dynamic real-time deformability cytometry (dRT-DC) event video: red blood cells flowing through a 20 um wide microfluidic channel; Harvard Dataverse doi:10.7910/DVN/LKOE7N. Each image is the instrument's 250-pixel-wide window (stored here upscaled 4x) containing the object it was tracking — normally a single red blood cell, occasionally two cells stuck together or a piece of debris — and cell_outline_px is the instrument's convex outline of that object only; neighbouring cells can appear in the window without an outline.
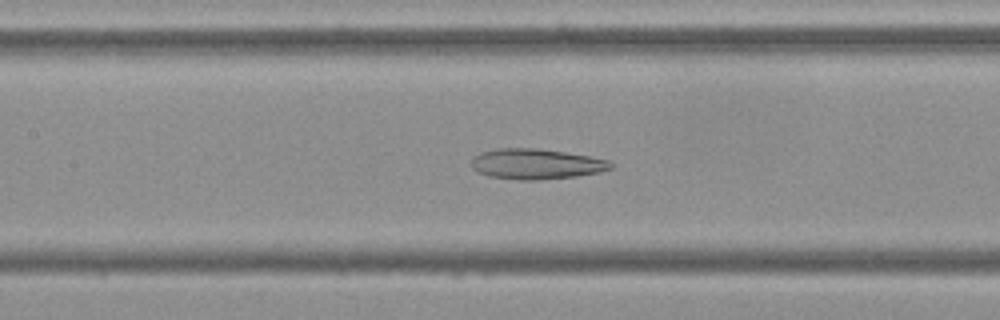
{"species": "Egyptian fruit bat (a non-hibernating species)", "species_latin": "Rousettus aegyptiacus", "temperature_condition": "cold", "stored_images_in_passage": 53, "camera_frame_rate_fps": 3000, "um_per_image_px": 0.085, "frame": {"image": 1, "passage_image": 23, "time_ms": 7.333, "image_size_px": [1000, 320], "cell_outline_px": [[612, 168], [600, 172], [576, 176], [536, 180], [520, 180], [488, 176], [476, 172], [472, 168], [472, 156], [480, 152], [496, 148], [540, 148], [588, 156], [608, 160], [612, 164]], "centroid_in_image_um": [45.52, 13.93], "position_along_channel_um": 161.9, "area_um2": 24.8}}
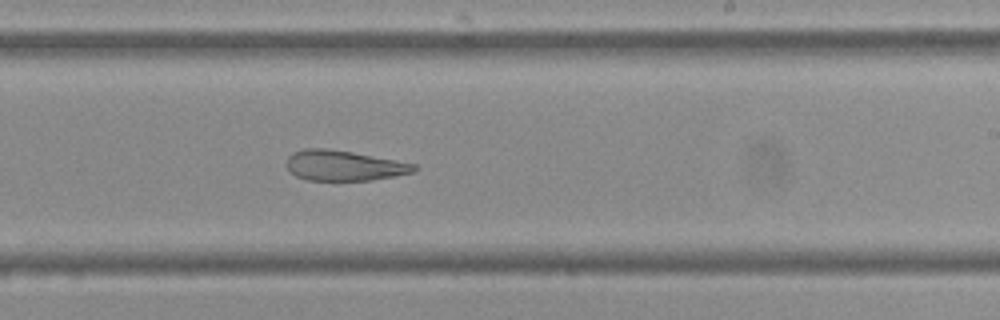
{"frame": {"image": 2, "passage_image": 31, "time_ms": 10.0, "image_size_px": [1000, 320], "cell_outline_px": [[420, 168], [416, 172], [396, 176], [372, 180], [308, 180], [296, 176], [284, 164], [288, 156], [292, 152], [304, 148], [328, 148], [352, 152], [396, 160], [416, 164]], "centroid_in_image_um": [29.25, 14.07], "position_along_channel_um": 259.7, "area_um2": 22.77}}
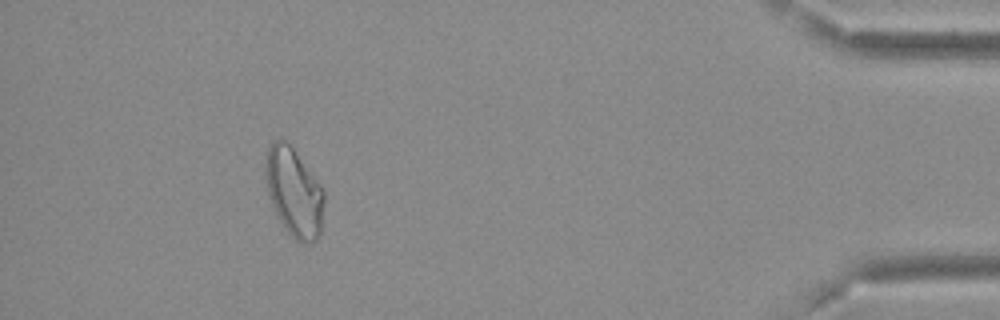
{"frame": {"image": 3, "passage_image": 48, "time_ms": 15.667, "image_size_px": [1000, 320], "cell_outline_px": [[324, 204], [320, 236], [312, 244], [300, 244], [284, 228], [272, 208], [264, 176], [264, 156], [268, 144], [272, 140], [280, 136], [292, 148], [320, 184], [324, 192]], "centroid_in_image_um": [24.95, 16.34], "position_along_channel_um": 410.3, "area_um2": 30.92}, "authors_computed_cell_mechanics": {"area_um2": 28.6688, "velocity_mm_per_s": 3.6813, "shape_relaxation_time_tau1_ms": null, "shape_relaxation_time_tau2_ms": 3.5574, "deformation_change_tau1": null, "deformation_change_tau2": 0.1365}}